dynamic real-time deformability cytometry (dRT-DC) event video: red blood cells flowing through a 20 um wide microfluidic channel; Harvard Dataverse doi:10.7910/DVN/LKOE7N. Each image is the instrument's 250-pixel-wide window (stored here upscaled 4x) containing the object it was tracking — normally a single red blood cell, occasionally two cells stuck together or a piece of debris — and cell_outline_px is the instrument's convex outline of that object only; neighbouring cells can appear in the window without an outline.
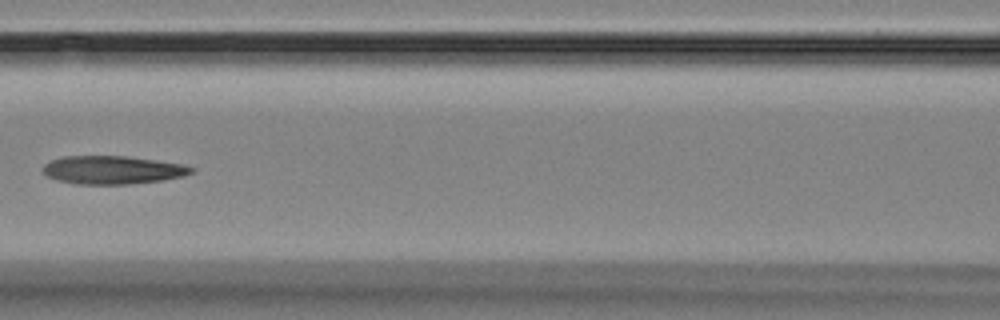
{"species": "Egyptian fruit bat (a non-hibernating species)", "species_latin": "Rousettus aegyptiacus", "temperature_condition": "room temperature", "stored_images_in_passage": 6, "camera_frame_rate_fps": 3000, "um_per_image_px": 0.085, "animal": {"sex": "female"}, "frame": {"image": 1, "passage_image": 5, "time_ms": 4.667, "image_size_px": [1000, 320], "cell_outline_px": [[196, 172], [184, 176], [164, 180], [128, 184], [76, 184], [56, 180], [48, 176], [40, 168], [44, 164], [52, 160], [64, 156], [124, 156], [184, 164], [196, 168]], "centroid_in_image_um": [9.6, 14.45], "position_along_channel_um": 157.0, "area_um2": 24.57}}
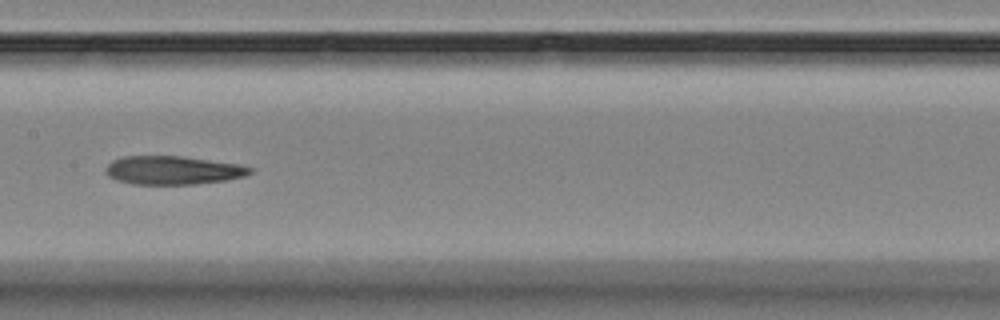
{"frame": {"image": 2, "passage_image": 6, "time_ms": 5.667, "image_size_px": [1000, 320], "cell_outline_px": [[252, 172], [244, 176], [228, 180], [192, 184], [132, 184], [116, 180], [108, 176], [104, 168], [112, 160], [124, 156], [180, 156], [236, 164], [252, 168]], "centroid_in_image_um": [14.64, 14.47], "position_along_channel_um": 192.8, "area_um2": 23.81}}